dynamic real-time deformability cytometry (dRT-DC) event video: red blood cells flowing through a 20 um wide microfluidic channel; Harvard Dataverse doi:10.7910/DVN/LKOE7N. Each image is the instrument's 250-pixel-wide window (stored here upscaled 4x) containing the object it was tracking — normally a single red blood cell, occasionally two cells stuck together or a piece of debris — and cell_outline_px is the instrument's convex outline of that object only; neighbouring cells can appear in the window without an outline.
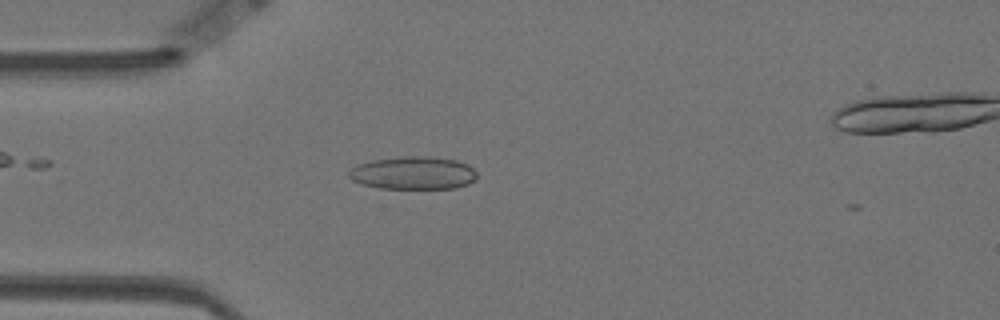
{"species": "Egyptian fruit bat (a non-hibernating species)", "species_latin": "Rousettus aegyptiacus", "temperature_condition": "warm", "stored_images_in_passage": 3, "camera_frame_rate_fps": 3000, "um_per_image_px": 0.085, "animal": {"sex": "female"}, "frame": {"image": 1, "passage_image": 1, "time_ms": 0.0, "image_size_px": [1000, 320], "cell_outline_px": [[476, 176], [468, 184], [456, 188], [380, 188], [360, 184], [352, 180], [348, 176], [348, 172], [352, 168], [360, 164], [372, 160], [400, 156], [428, 156], [456, 160], [468, 164], [476, 172]], "centroid_in_image_um": [35.11, 14.7], "position_along_channel_um": 49.9, "area_um2": 24.51}}